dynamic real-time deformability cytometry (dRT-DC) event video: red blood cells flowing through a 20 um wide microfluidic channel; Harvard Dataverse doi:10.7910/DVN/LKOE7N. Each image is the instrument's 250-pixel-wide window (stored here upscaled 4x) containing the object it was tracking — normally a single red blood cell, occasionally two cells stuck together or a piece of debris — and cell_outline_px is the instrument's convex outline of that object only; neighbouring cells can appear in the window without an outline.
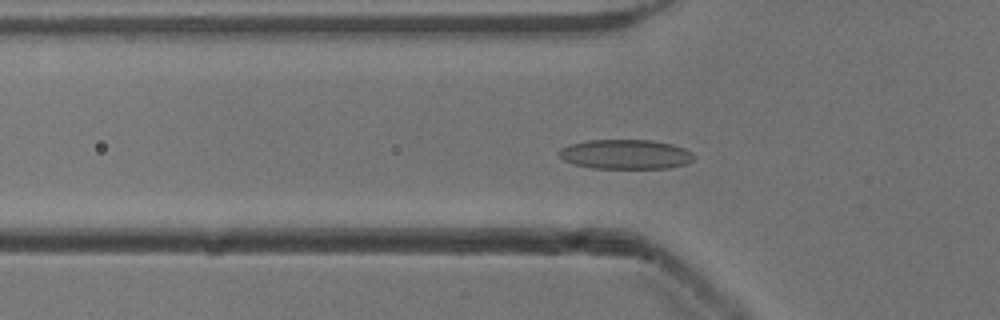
{"species": "common noctule bat (a hibernating species)", "species_latin": "Nyctalus noctula", "temperature_condition": "cold", "stored_images_in_passage": 45, "camera_frame_rate_fps": 3000, "um_per_image_px": 0.085, "animal": {"sex": "male", "body_mass_g": 13.3}, "frame": {"image": 1, "passage_image": 14, "time_ms": 4.333, "image_size_px": [1000, 320], "cell_outline_px": [[696, 156], [688, 164], [668, 168], [592, 168], [572, 164], [564, 160], [556, 152], [560, 148], [568, 144], [588, 140], [652, 140], [672, 144], [684, 148], [692, 152]], "centroid_in_image_um": [53.16, 13.11], "position_along_channel_um": 72.6, "area_um2": 23.52}}
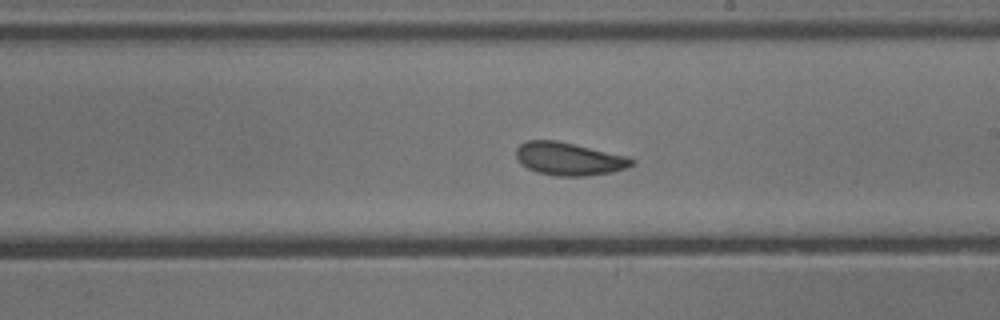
{"frame": {"image": 2, "passage_image": 27, "time_ms": 8.667, "image_size_px": [1000, 320], "cell_outline_px": [[636, 164], [612, 172], [584, 176], [556, 176], [536, 172], [520, 164], [516, 156], [516, 148], [520, 144], [528, 140], [556, 140], [628, 156], [636, 160]], "centroid_in_image_um": [48.36, 13.5], "position_along_channel_um": 240.6, "area_um2": 22.25}}
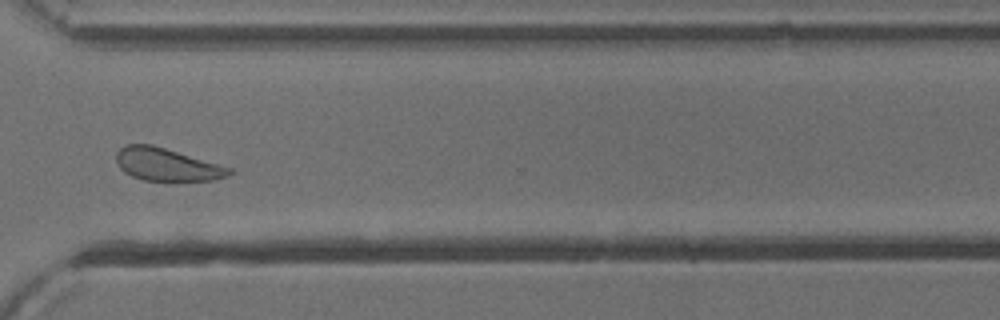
{"frame": {"image": 3, "passage_image": 36, "time_ms": 11.667, "image_size_px": [1000, 320], "cell_outline_px": [[236, 172], [228, 176], [212, 180], [144, 180], [132, 176], [124, 172], [120, 168], [116, 160], [116, 152], [120, 148], [128, 144], [152, 144], [232, 168]], "centroid_in_image_um": [14.19, 13.98], "position_along_channel_um": 356.4, "area_um2": 21.39}, "authors_computed_cell_mechanics": {"area_um2": 22.253, "velocity_mm_per_s": 3.8615, "shape_relaxation_time_tau1_ms": 5.4277, "shape_relaxation_time_tau2_ms": 2.3178, "deformation_change_tau1": 0.1201, "deformation_change_tau2": 0.0913}}